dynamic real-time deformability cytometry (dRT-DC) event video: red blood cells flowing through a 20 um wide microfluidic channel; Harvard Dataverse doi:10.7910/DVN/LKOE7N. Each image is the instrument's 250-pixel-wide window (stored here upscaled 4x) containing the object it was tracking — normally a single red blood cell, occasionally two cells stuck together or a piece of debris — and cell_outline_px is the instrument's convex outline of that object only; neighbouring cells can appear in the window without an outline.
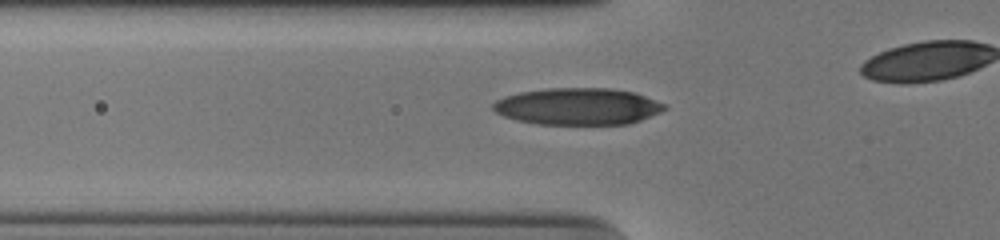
{"species": "human", "species_latin": "Homo sapiens", "temperature_condition": "cold", "stored_images_in_passage": 34, "camera_frame_rate_fps": 3000, "um_per_image_px": 0.085, "donor": {"sex": "male"}, "frame": {"image": 1, "passage_image": 8, "time_ms": 2.333, "image_size_px": [1000, 240], "cell_outline_px": [[668, 108], [660, 112], [640, 120], [628, 124], [536, 124], [516, 120], [504, 116], [496, 112], [492, 108], [492, 104], [496, 100], [504, 96], [520, 92], [548, 88], [608, 88], [636, 92], [664, 104]], "centroid_in_image_um": [49.1, 9.04], "position_along_channel_um": 76.7, "area_um2": 36.82}}
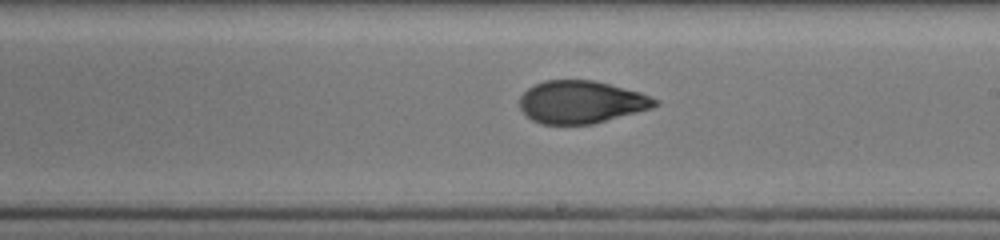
{"frame": {"image": 2, "passage_image": 21, "time_ms": 6.667, "image_size_px": [1000, 240], "cell_outline_px": [[660, 104], [652, 108], [592, 124], [540, 124], [532, 120], [520, 108], [520, 96], [528, 88], [544, 80], [592, 80], [640, 92], [660, 100]], "centroid_in_image_um": [49.41, 8.67], "position_along_channel_um": 239.6, "area_um2": 33.47}}
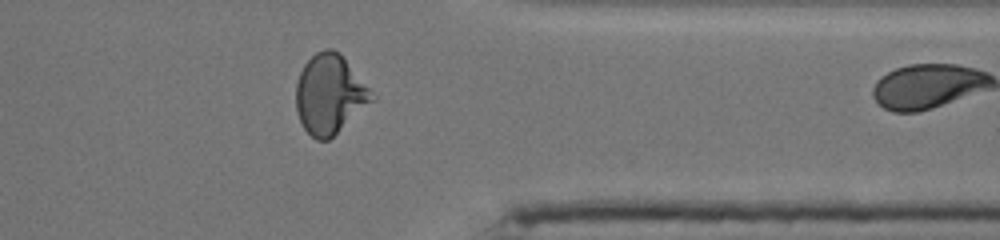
{"frame": {"image": 3, "passage_image": 33, "time_ms": 10.667, "image_size_px": [1000, 240], "cell_outline_px": [[376, 100], [328, 140], [316, 140], [304, 128], [300, 120], [296, 108], [296, 84], [300, 72], [304, 64], [316, 52], [324, 48], [332, 48], [340, 52], [376, 96]], "centroid_in_image_um": [28.05, 8.0], "position_along_channel_um": 383.4, "area_um2": 35.2}}